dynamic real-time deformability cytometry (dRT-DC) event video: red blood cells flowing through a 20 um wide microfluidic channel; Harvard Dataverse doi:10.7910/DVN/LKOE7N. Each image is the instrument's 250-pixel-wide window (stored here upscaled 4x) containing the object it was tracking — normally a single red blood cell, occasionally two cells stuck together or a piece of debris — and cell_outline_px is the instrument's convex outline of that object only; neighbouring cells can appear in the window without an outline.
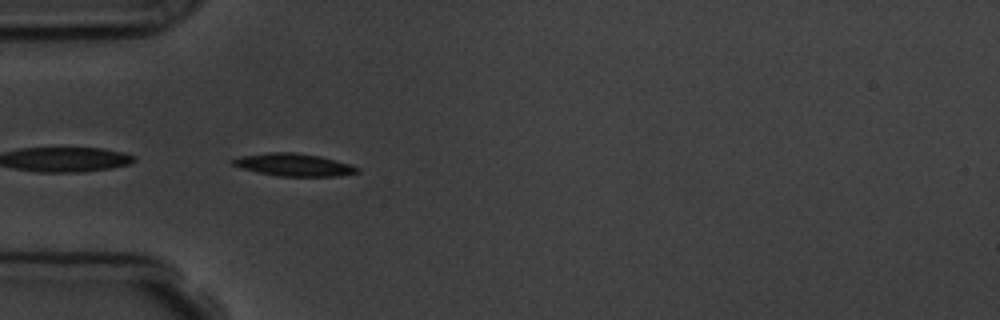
{"species": "common noctule bat (a hibernating species)", "species_latin": "Nyctalus noctula", "temperature_condition": "room temperature", "stored_images_in_passage": 5, "segment_of_instrument_passage": [2, 2], "camera_frame_rate_fps": 3000, "um_per_image_px": 0.085, "animal": {"sex": "male", "body_mass_g": 19.5, "forearm_length_mm": 54.6}, "frame": {"image": 1, "passage_image": 5, "time_ms": 4.667, "image_size_px": [1000, 320], "cell_outline_px": [[360, 172], [340, 176], [276, 176], [256, 172], [240, 168], [232, 164], [228, 160], [240, 156], [268, 152], [296, 152], [320, 156], [336, 160], [360, 168]], "centroid_in_image_um": [24.93, 14.0], "position_along_channel_um": 60.1, "area_um2": 16.59}}